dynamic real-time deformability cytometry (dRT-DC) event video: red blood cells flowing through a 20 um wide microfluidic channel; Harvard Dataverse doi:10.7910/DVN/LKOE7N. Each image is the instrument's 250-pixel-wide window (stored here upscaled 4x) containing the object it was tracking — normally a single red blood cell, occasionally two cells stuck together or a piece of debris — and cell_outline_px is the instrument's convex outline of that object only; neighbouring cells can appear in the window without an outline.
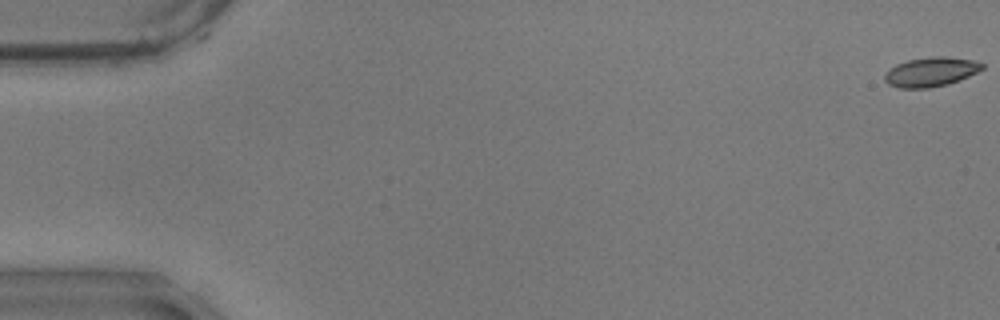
{"species": "common noctule bat (a hibernating species)", "species_latin": "Nyctalus noctula", "temperature_condition": "warm", "stored_images_in_passage": 56, "camera_frame_rate_fps": 3000, "um_per_image_px": 0.085, "animal": {"sex": "male", "body_mass_g": 17.9}, "frame": {"image": 1, "passage_image": 1, "time_ms": 0.0, "image_size_px": [1000, 320], "cell_outline_px": [[984, 68], [960, 80], [948, 84], [928, 88], [900, 88], [888, 84], [884, 80], [884, 76], [888, 68], [896, 64], [908, 60], [932, 56], [944, 56], [972, 60], [984, 64]], "centroid_in_image_um": [79.09, 6.11], "position_along_channel_um": 5.9, "area_um2": 16.7}}
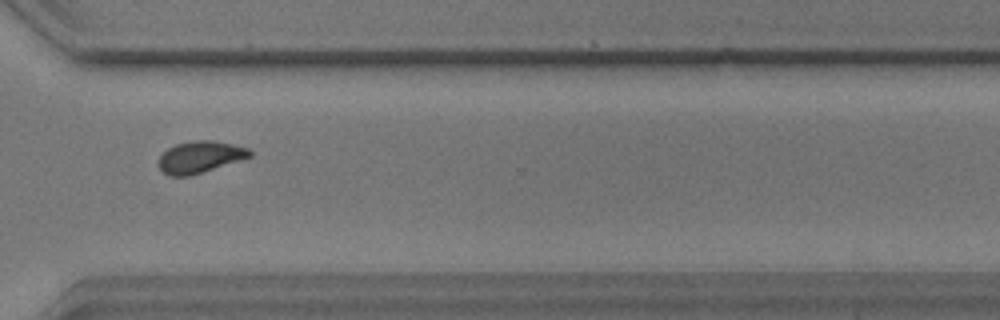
{"frame": {"image": 2, "passage_image": 44, "time_ms": 14.333, "image_size_px": [1000, 320], "cell_outline_px": [[252, 156], [188, 176], [168, 176], [156, 164], [160, 156], [168, 148], [176, 144], [196, 140], [212, 140], [232, 144], [248, 148], [252, 152]], "centroid_in_image_um": [16.97, 13.34], "position_along_channel_um": 353.6, "area_um2": 16.65}}
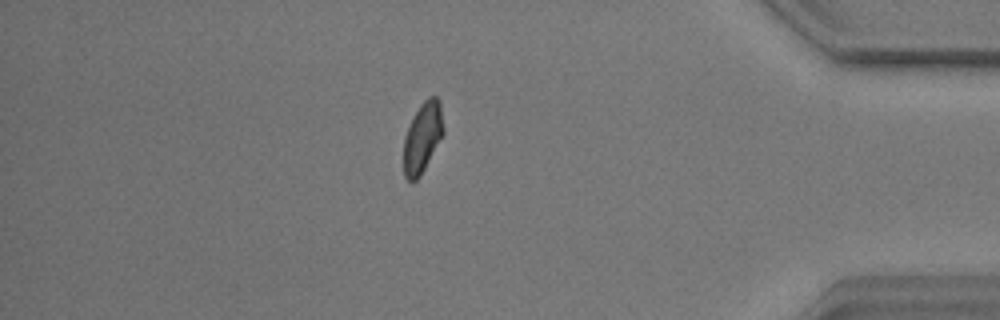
{"frame": {"image": 3, "passage_image": 51, "time_ms": 16.667, "image_size_px": [1000, 320], "cell_outline_px": [[444, 136], [420, 176], [416, 180], [408, 180], [404, 176], [404, 136], [420, 104], [428, 96], [436, 96], [440, 100], [444, 128]], "centroid_in_image_um": [35.95, 11.67], "position_along_channel_um": 399.3, "area_um2": 16.42}}